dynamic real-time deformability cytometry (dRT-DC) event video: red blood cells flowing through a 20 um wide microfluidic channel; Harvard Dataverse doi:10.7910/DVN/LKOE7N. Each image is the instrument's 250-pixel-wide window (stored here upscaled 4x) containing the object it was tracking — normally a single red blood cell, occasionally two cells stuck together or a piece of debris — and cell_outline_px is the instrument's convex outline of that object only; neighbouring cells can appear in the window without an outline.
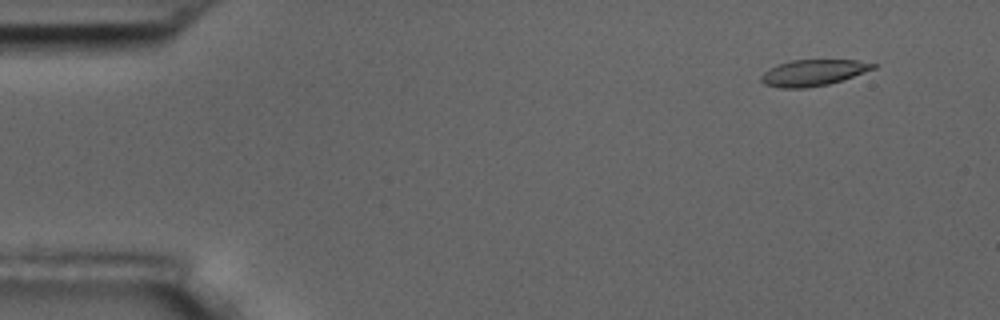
{"species": "common noctule bat (a hibernating species)", "species_latin": "Nyctalus noctula", "temperature_condition": "room temperature", "stored_images_in_passage": 5, "camera_frame_rate_fps": 3000, "um_per_image_px": 0.085, "animal": {"sex": "male", "body_mass_g": 17.5, "forearm_length_mm": 52.3}, "frame": {"image": 1, "passage_image": 2, "time_ms": 1.333, "image_size_px": [1000, 320], "cell_outline_px": [[880, 64], [876, 68], [828, 84], [804, 88], [780, 88], [764, 84], [760, 80], [760, 76], [768, 68], [792, 60], [856, 60]], "centroid_in_image_um": [69.11, 6.17], "position_along_channel_um": 15.9, "area_um2": 16.99}}
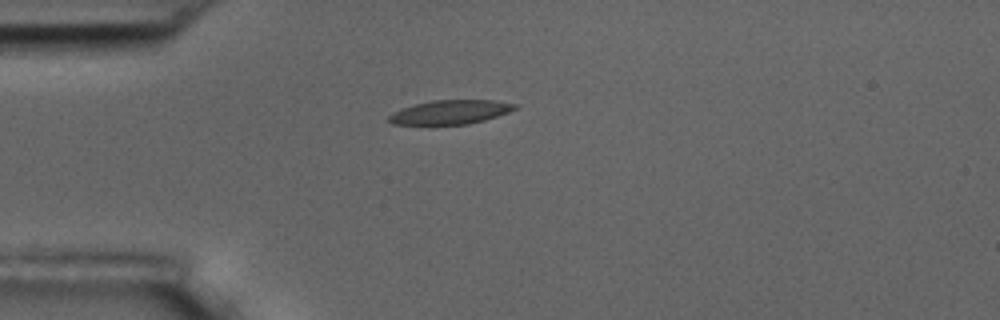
{"frame": {"image": 2, "passage_image": 5, "time_ms": 4.667, "image_size_px": [1000, 320], "cell_outline_px": [[520, 104], [516, 108], [508, 112], [484, 120], [468, 124], [392, 124], [388, 120], [388, 116], [392, 112], [400, 108], [432, 100], [496, 100]], "centroid_in_image_um": [38.28, 9.52], "position_along_channel_um": 46.7, "area_um2": 17.63}}